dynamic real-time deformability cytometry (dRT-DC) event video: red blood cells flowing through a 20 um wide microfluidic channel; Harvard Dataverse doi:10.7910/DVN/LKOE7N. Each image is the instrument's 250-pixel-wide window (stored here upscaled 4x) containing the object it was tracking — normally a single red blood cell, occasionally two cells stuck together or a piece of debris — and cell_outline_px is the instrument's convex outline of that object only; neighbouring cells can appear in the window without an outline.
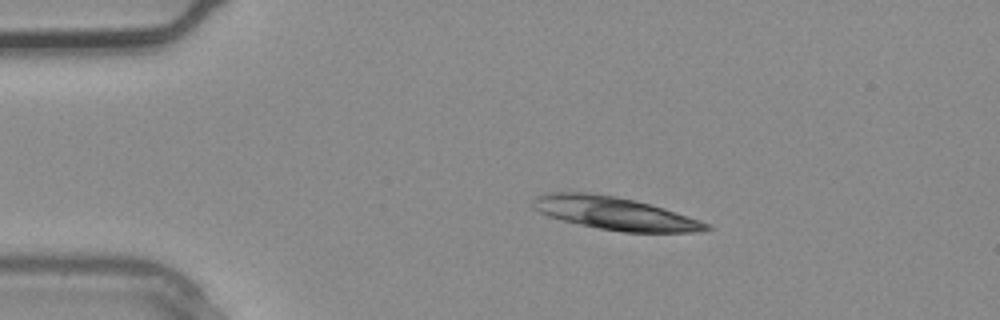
{"species": "common noctule bat (a hibernating species)", "species_latin": "Nyctalus noctula", "temperature_condition": "warm", "stored_images_in_passage": 2, "segment_of_instrument_passage": [1, 2], "camera_frame_rate_fps": 3000, "um_per_image_px": 0.085, "animal": {"sex": "male", "body_mass_g": 20.4}, "frame": {"image": 1, "passage_image": 1, "time_ms": 0.0, "image_size_px": [1000, 320], "cell_outline_px": [[712, 228], [700, 232], [624, 232], [600, 228], [580, 224], [548, 216], [532, 208], [532, 200], [536, 196], [544, 192], [588, 192], [616, 196], [636, 200], [664, 208], [712, 224]], "centroid_in_image_um": [52.25, 18.12], "position_along_channel_um": 32.7, "area_um2": 33.23}}